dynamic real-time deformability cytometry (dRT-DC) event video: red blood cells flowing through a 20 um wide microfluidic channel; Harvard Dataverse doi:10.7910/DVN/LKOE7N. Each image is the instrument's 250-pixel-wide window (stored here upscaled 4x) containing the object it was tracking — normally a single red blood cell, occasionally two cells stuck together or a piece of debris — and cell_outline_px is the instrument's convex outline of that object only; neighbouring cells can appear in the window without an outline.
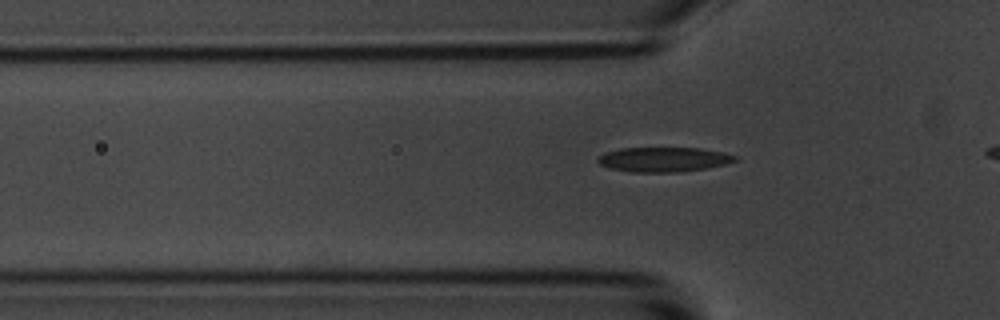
{"species": "common noctule bat (a hibernating species)", "species_latin": "Nyctalus noctula", "temperature_condition": "room temperature", "stored_images_in_passage": 13, "camera_frame_rate_fps": 3000, "um_per_image_px": 0.085, "animal": {"sex": "male", "body_mass_g": 20.1, "forearm_length_mm": 53.5}, "frame": {"image": 1, "passage_image": 3, "time_ms": 0.667, "image_size_px": [1000, 320], "cell_outline_px": [[736, 160], [724, 164], [708, 168], [676, 172], [632, 172], [612, 168], [600, 164], [596, 160], [604, 152], [620, 148], [700, 148], [720, 152], [736, 156]], "centroid_in_image_um": [56.37, 13.55], "position_along_channel_um": 69.4, "area_um2": 19.48}}
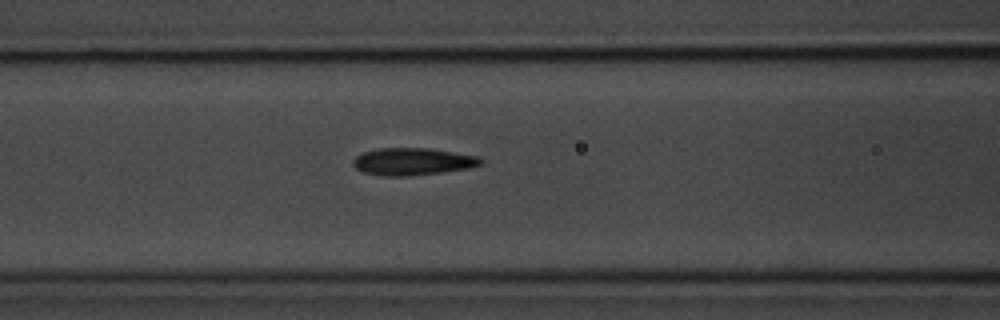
{"frame": {"image": 2, "passage_image": 8, "time_ms": 2.333, "image_size_px": [1000, 320], "cell_outline_px": [[484, 164], [468, 168], [440, 172], [408, 176], [384, 176], [364, 172], [356, 168], [352, 164], [352, 160], [356, 156], [364, 152], [376, 148], [428, 148], [480, 156], [484, 160]], "centroid_in_image_um": [35.09, 13.72], "position_along_channel_um": 131.5, "area_um2": 20.35}}
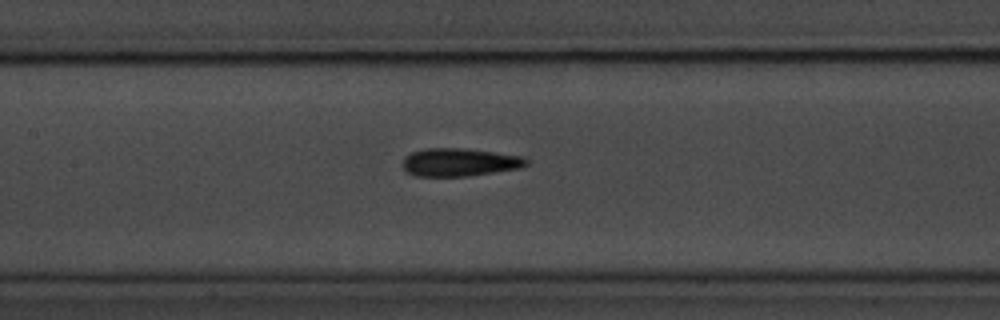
{"frame": {"image": 3, "passage_image": 11, "time_ms": 3.333, "image_size_px": [1000, 320], "cell_outline_px": [[528, 164], [520, 168], [468, 176], [416, 176], [408, 172], [404, 168], [404, 156], [412, 152], [424, 148], [460, 148], [492, 152], [520, 156], [528, 160]], "centroid_in_image_um": [39.04, 13.79], "position_along_channel_um": 168.4, "area_um2": 19.94}}